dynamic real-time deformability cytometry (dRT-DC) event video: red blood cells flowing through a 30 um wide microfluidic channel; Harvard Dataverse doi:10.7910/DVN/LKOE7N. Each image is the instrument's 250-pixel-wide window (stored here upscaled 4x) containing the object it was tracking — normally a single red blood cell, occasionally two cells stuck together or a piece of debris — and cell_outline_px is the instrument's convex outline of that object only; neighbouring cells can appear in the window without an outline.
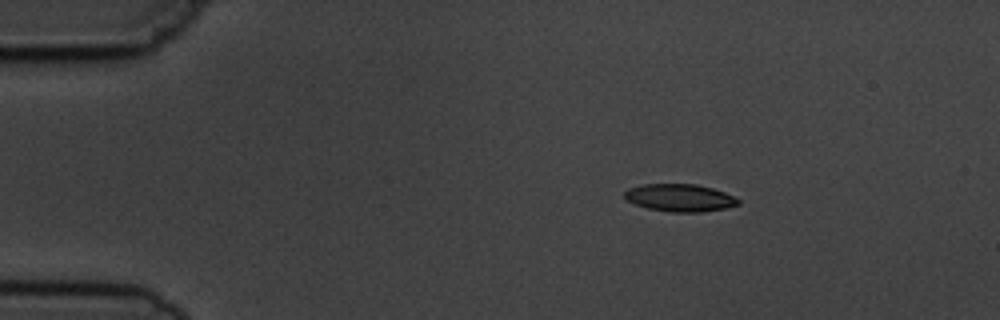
{"species": "common noctule bat (a hibernating species)", "species_latin": "Nyctalus noctula", "temperature_condition": "cold", "stored_images_in_passage": 4, "camera_frame_rate_fps": 3000, "um_per_image_px": 0.085, "animal": {"sex": "male", "body_mass_g": 19.5, "forearm_length_mm": 54.6}, "frame": {"image": 1, "passage_image": 1, "time_ms": 0.0, "image_size_px": [1000, 320], "cell_outline_px": [[740, 204], [724, 208], [700, 212], [668, 212], [648, 208], [636, 204], [628, 200], [624, 196], [624, 192], [628, 188], [644, 184], [696, 184], [712, 188], [724, 192], [740, 200]], "centroid_in_image_um": [57.78, 16.81], "position_along_channel_um": 27.2, "area_um2": 18.09}}